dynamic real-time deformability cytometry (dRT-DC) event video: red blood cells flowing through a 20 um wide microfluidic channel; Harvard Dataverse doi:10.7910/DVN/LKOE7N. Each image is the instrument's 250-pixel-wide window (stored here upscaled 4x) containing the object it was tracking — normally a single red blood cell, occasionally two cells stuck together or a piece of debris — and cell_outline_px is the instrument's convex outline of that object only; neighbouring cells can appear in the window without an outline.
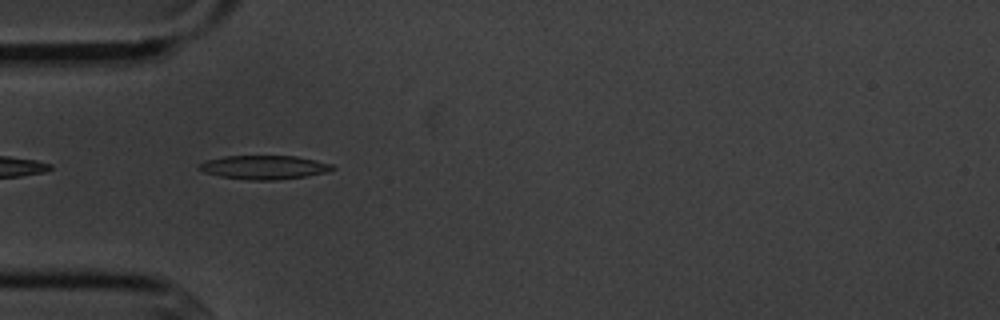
{"species": "common noctule bat (a hibernating species)", "species_latin": "Nyctalus noctula", "temperature_condition": "cold", "stored_images_in_passage": 6, "camera_frame_rate_fps": 3000, "um_per_image_px": 0.085, "animal": {"sex": "male", "body_mass_g": 20.1, "forearm_length_mm": 53.5}, "frame": {"image": 1, "passage_image": 1, "time_ms": 0.0, "image_size_px": [1000, 320], "cell_outline_px": [[336, 168], [324, 172], [308, 176], [272, 180], [248, 180], [220, 176], [204, 172], [196, 168], [196, 164], [204, 160], [224, 156], [296, 156], [316, 160], [332, 164]], "centroid_in_image_um": [22.38, 14.21], "position_along_channel_um": 62.6, "area_um2": 18.61}}
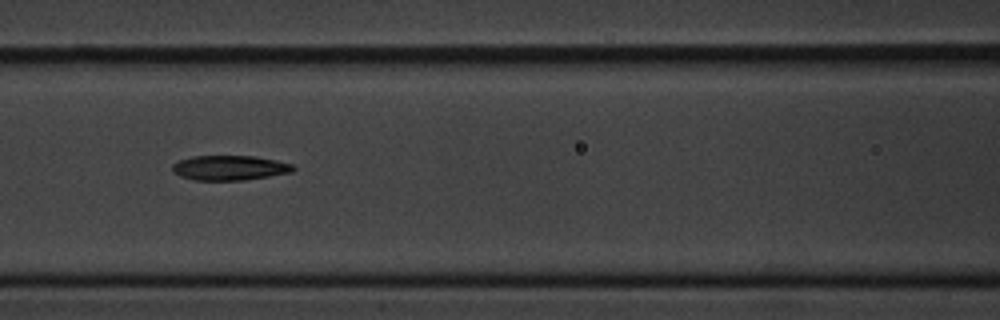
{"frame": {"image": 2, "passage_image": 3, "time_ms": 2.333, "image_size_px": [1000, 320], "cell_outline_px": [[296, 168], [292, 172], [244, 180], [192, 180], [180, 176], [172, 172], [172, 164], [180, 160], [192, 156], [256, 156], [276, 160], [292, 164]], "centroid_in_image_um": [19.5, 14.26], "position_along_channel_um": 147.1, "area_um2": 17.51}}
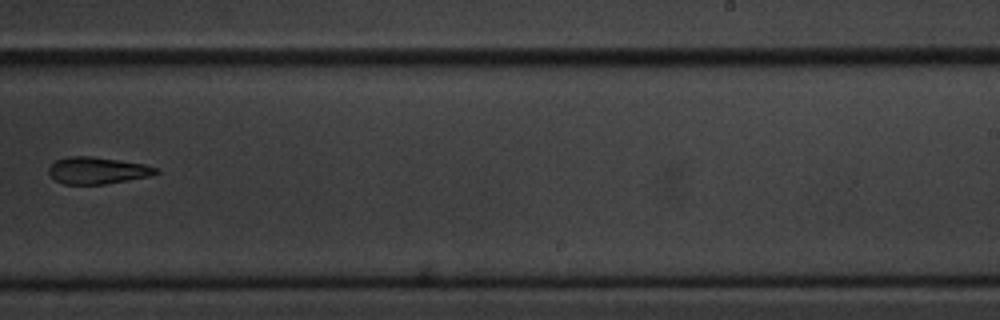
{"frame": {"image": 3, "passage_image": 6, "time_ms": 6.0, "image_size_px": [1000, 320], "cell_outline_px": [[160, 172], [152, 176], [104, 184], [64, 184], [56, 180], [48, 172], [48, 168], [56, 160], [68, 156], [88, 156], [144, 164], [160, 168]], "centroid_in_image_um": [8.31, 14.49], "position_along_channel_um": 280.7, "area_um2": 16.7}}